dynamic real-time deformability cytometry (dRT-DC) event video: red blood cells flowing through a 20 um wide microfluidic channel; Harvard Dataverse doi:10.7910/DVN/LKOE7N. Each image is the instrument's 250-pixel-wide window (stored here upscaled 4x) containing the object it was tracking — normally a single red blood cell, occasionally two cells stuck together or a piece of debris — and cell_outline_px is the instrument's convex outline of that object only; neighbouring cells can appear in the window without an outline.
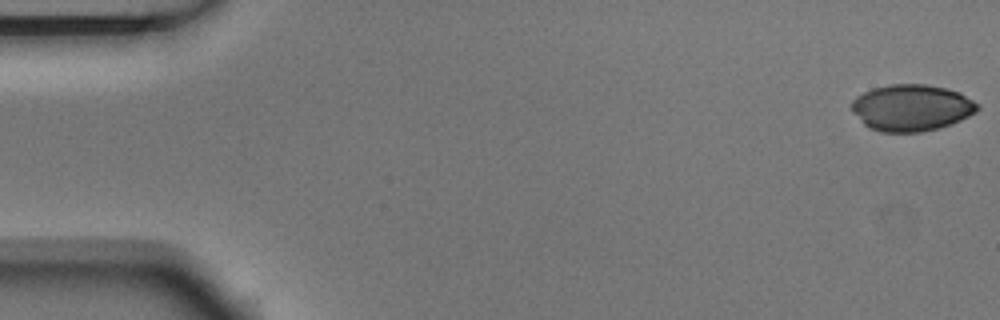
{"species": "Egyptian fruit bat (a non-hibernating species)", "species_latin": "Rousettus aegyptiacus", "temperature_condition": "room temperature", "stored_images_in_passage": 5, "camera_frame_rate_fps": 3000, "um_per_image_px": 0.085, "animal": {"sex": "male"}, "frame": {"image": 1, "passage_image": 1, "time_ms": 0.0, "image_size_px": [1000, 320], "cell_outline_px": [[980, 108], [976, 112], [952, 124], [940, 128], [920, 132], [880, 132], [868, 128], [864, 124], [852, 108], [852, 100], [856, 96], [872, 88], [892, 84], [928, 84], [948, 88], [960, 92], [980, 104]], "centroid_in_image_um": [77.52, 9.15], "position_along_channel_um": 7.5, "area_um2": 34.33}}